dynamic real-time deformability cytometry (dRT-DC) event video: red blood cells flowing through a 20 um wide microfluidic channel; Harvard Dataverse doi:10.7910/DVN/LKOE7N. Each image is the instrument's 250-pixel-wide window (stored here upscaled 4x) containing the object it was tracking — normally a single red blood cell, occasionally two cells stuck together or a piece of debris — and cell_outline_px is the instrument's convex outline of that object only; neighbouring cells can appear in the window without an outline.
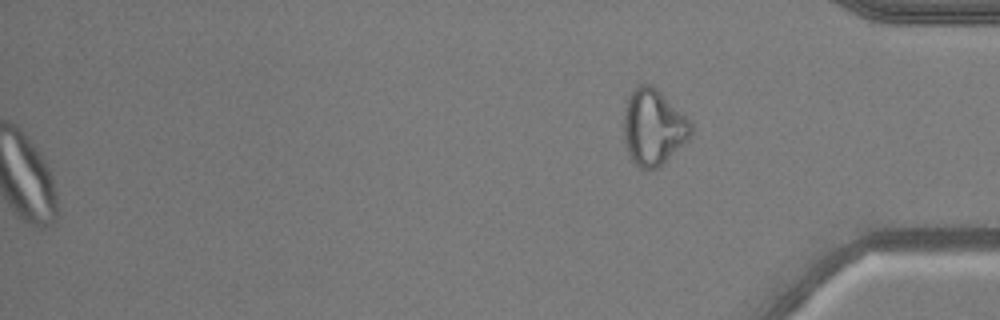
{"species": "common noctule bat (a hibernating species)", "species_latin": "Nyctalus noctula", "temperature_condition": "warm", "stored_images_in_passage": 52, "camera_frame_rate_fps": 3000, "um_per_image_px": 0.085, "animal": {"sex": "male", "body_mass_g": 20.5, "forearm_length_mm": 52.5}, "frame": {"image": 1, "passage_image": 52, "time_ms": 17.0, "image_size_px": [1000, 320], "cell_outline_px": [[692, 136], [688, 140], [656, 168], [648, 172], [640, 168], [632, 160], [628, 152], [624, 140], [624, 108], [628, 96], [636, 84], [652, 84], [692, 120]], "centroid_in_image_um": [55.54, 10.78], "position_along_channel_um": 379.7, "area_um2": 30.11}}